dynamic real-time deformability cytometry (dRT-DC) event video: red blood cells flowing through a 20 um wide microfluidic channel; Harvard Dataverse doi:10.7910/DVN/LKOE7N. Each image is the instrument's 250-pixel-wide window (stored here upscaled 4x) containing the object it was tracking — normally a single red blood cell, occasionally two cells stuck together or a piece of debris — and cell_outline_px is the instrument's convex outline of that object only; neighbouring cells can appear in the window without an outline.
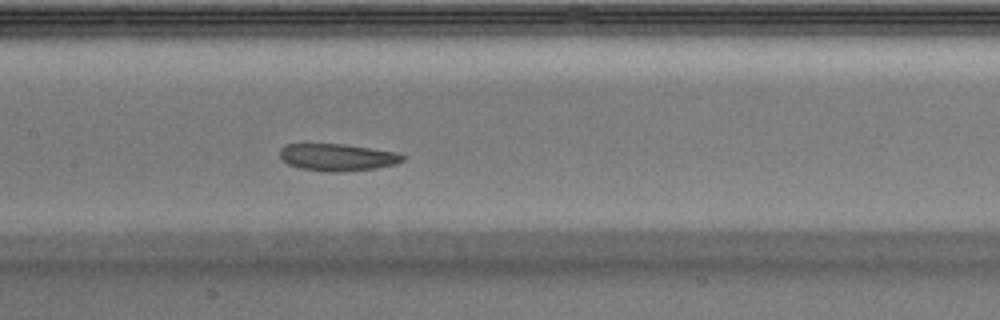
{"species": "Egyptian fruit bat (a non-hibernating species)", "species_latin": "Rousettus aegyptiacus", "temperature_condition": "warm", "stored_images_in_passage": 40, "camera_frame_rate_fps": 3000, "um_per_image_px": 0.085, "animal": {"sex": "male"}, "frame": {"image": 1, "passage_image": 18, "time_ms": 5.667, "image_size_px": [1000, 320], "cell_outline_px": [[404, 160], [396, 164], [376, 168], [336, 172], [332, 172], [300, 168], [288, 164], [280, 156], [280, 148], [284, 144], [344, 144], [396, 152], [404, 156]], "centroid_in_image_um": [28.67, 13.36], "position_along_channel_um": 178.7, "area_um2": 19.25}}
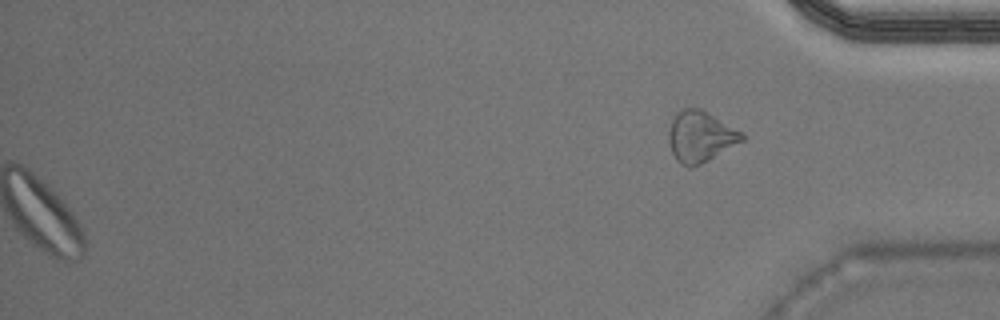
{"frame": {"image": 2, "passage_image": 40, "time_ms": 13.0, "image_size_px": [1000, 320], "cell_outline_px": [[744, 140], [708, 160], [692, 168], [688, 168], [680, 164], [676, 160], [672, 152], [668, 140], [668, 132], [672, 120], [684, 108], [700, 108], [740, 132], [744, 136]], "centroid_in_image_um": [59.49, 11.64], "position_along_channel_um": 375.7, "area_um2": 21.27}}